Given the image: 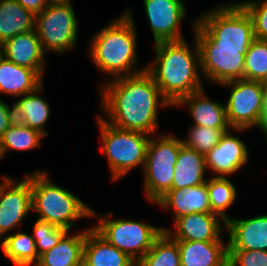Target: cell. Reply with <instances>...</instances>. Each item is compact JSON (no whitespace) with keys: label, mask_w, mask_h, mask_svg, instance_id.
Segmentation results:
<instances>
[{"label":"cell","mask_w":267,"mask_h":266,"mask_svg":"<svg viewBox=\"0 0 267 266\" xmlns=\"http://www.w3.org/2000/svg\"><path fill=\"white\" fill-rule=\"evenodd\" d=\"M192 31L200 54V69L208 82H224L244 79L245 54L249 46L217 45L192 21Z\"/></svg>","instance_id":"9"},{"label":"cell","mask_w":267,"mask_h":266,"mask_svg":"<svg viewBox=\"0 0 267 266\" xmlns=\"http://www.w3.org/2000/svg\"><path fill=\"white\" fill-rule=\"evenodd\" d=\"M112 215L110 211L102 216L92 209V217L99 218L98 224L92 225V228L137 263L152 248L155 239L163 232L162 227L131 219H111Z\"/></svg>","instance_id":"7"},{"label":"cell","mask_w":267,"mask_h":266,"mask_svg":"<svg viewBox=\"0 0 267 266\" xmlns=\"http://www.w3.org/2000/svg\"><path fill=\"white\" fill-rule=\"evenodd\" d=\"M1 250L15 266H35L39 260L32 235L21 231L7 235L1 241Z\"/></svg>","instance_id":"27"},{"label":"cell","mask_w":267,"mask_h":266,"mask_svg":"<svg viewBox=\"0 0 267 266\" xmlns=\"http://www.w3.org/2000/svg\"><path fill=\"white\" fill-rule=\"evenodd\" d=\"M15 121L14 105L10 107L0 99V140L7 128Z\"/></svg>","instance_id":"36"},{"label":"cell","mask_w":267,"mask_h":266,"mask_svg":"<svg viewBox=\"0 0 267 266\" xmlns=\"http://www.w3.org/2000/svg\"><path fill=\"white\" fill-rule=\"evenodd\" d=\"M267 76V40L254 39L245 54L244 79L261 82Z\"/></svg>","instance_id":"32"},{"label":"cell","mask_w":267,"mask_h":266,"mask_svg":"<svg viewBox=\"0 0 267 266\" xmlns=\"http://www.w3.org/2000/svg\"><path fill=\"white\" fill-rule=\"evenodd\" d=\"M228 251L267 250V215L226 221Z\"/></svg>","instance_id":"16"},{"label":"cell","mask_w":267,"mask_h":266,"mask_svg":"<svg viewBox=\"0 0 267 266\" xmlns=\"http://www.w3.org/2000/svg\"><path fill=\"white\" fill-rule=\"evenodd\" d=\"M5 157L3 149H2V144H1V140H0V159H3Z\"/></svg>","instance_id":"42"},{"label":"cell","mask_w":267,"mask_h":266,"mask_svg":"<svg viewBox=\"0 0 267 266\" xmlns=\"http://www.w3.org/2000/svg\"><path fill=\"white\" fill-rule=\"evenodd\" d=\"M261 85L265 93H267V76L261 81Z\"/></svg>","instance_id":"41"},{"label":"cell","mask_w":267,"mask_h":266,"mask_svg":"<svg viewBox=\"0 0 267 266\" xmlns=\"http://www.w3.org/2000/svg\"><path fill=\"white\" fill-rule=\"evenodd\" d=\"M136 266H181L179 245L166 231L154 241L152 248Z\"/></svg>","instance_id":"28"},{"label":"cell","mask_w":267,"mask_h":266,"mask_svg":"<svg viewBox=\"0 0 267 266\" xmlns=\"http://www.w3.org/2000/svg\"><path fill=\"white\" fill-rule=\"evenodd\" d=\"M100 91L99 102L106 116L101 118L123 130L155 135L159 106L172 107L147 70L104 81Z\"/></svg>","instance_id":"1"},{"label":"cell","mask_w":267,"mask_h":266,"mask_svg":"<svg viewBox=\"0 0 267 266\" xmlns=\"http://www.w3.org/2000/svg\"><path fill=\"white\" fill-rule=\"evenodd\" d=\"M78 19L71 3H52L35 15V31L44 53L63 54L77 45Z\"/></svg>","instance_id":"10"},{"label":"cell","mask_w":267,"mask_h":266,"mask_svg":"<svg viewBox=\"0 0 267 266\" xmlns=\"http://www.w3.org/2000/svg\"><path fill=\"white\" fill-rule=\"evenodd\" d=\"M43 89L42 84L33 92L20 96L13 105L16 121L32 129L38 130L47 137L49 132L45 130V124L50 117L51 108L42 95L40 96Z\"/></svg>","instance_id":"23"},{"label":"cell","mask_w":267,"mask_h":266,"mask_svg":"<svg viewBox=\"0 0 267 266\" xmlns=\"http://www.w3.org/2000/svg\"><path fill=\"white\" fill-rule=\"evenodd\" d=\"M196 24L217 45L250 46L255 39L252 18L239 2L207 10Z\"/></svg>","instance_id":"8"},{"label":"cell","mask_w":267,"mask_h":266,"mask_svg":"<svg viewBox=\"0 0 267 266\" xmlns=\"http://www.w3.org/2000/svg\"><path fill=\"white\" fill-rule=\"evenodd\" d=\"M43 84V76L36 70L18 66L0 54V93L20 97Z\"/></svg>","instance_id":"21"},{"label":"cell","mask_w":267,"mask_h":266,"mask_svg":"<svg viewBox=\"0 0 267 266\" xmlns=\"http://www.w3.org/2000/svg\"><path fill=\"white\" fill-rule=\"evenodd\" d=\"M258 128L259 130L263 131L267 139V112H262V118Z\"/></svg>","instance_id":"38"},{"label":"cell","mask_w":267,"mask_h":266,"mask_svg":"<svg viewBox=\"0 0 267 266\" xmlns=\"http://www.w3.org/2000/svg\"><path fill=\"white\" fill-rule=\"evenodd\" d=\"M221 85L230 89L225 104L226 117L232 129L258 128L263 110L264 90L259 81L238 79Z\"/></svg>","instance_id":"11"},{"label":"cell","mask_w":267,"mask_h":266,"mask_svg":"<svg viewBox=\"0 0 267 266\" xmlns=\"http://www.w3.org/2000/svg\"><path fill=\"white\" fill-rule=\"evenodd\" d=\"M154 204L166 211L173 210L174 221L189 213H211L207 181L198 186L171 189Z\"/></svg>","instance_id":"18"},{"label":"cell","mask_w":267,"mask_h":266,"mask_svg":"<svg viewBox=\"0 0 267 266\" xmlns=\"http://www.w3.org/2000/svg\"><path fill=\"white\" fill-rule=\"evenodd\" d=\"M189 130L186 139H182V143L203 155L220 142L225 132L229 130H233L234 133L247 132V129H216L204 126H191Z\"/></svg>","instance_id":"31"},{"label":"cell","mask_w":267,"mask_h":266,"mask_svg":"<svg viewBox=\"0 0 267 266\" xmlns=\"http://www.w3.org/2000/svg\"><path fill=\"white\" fill-rule=\"evenodd\" d=\"M131 8L92 35L89 57L110 80L130 76L147 69L138 66L137 33Z\"/></svg>","instance_id":"3"},{"label":"cell","mask_w":267,"mask_h":266,"mask_svg":"<svg viewBox=\"0 0 267 266\" xmlns=\"http://www.w3.org/2000/svg\"><path fill=\"white\" fill-rule=\"evenodd\" d=\"M48 2H52V3H72V0H48Z\"/></svg>","instance_id":"40"},{"label":"cell","mask_w":267,"mask_h":266,"mask_svg":"<svg viewBox=\"0 0 267 266\" xmlns=\"http://www.w3.org/2000/svg\"><path fill=\"white\" fill-rule=\"evenodd\" d=\"M227 131L220 142L205 154L206 170H210L211 177H229L239 172L247 163L249 150L245 142L237 135Z\"/></svg>","instance_id":"14"},{"label":"cell","mask_w":267,"mask_h":266,"mask_svg":"<svg viewBox=\"0 0 267 266\" xmlns=\"http://www.w3.org/2000/svg\"><path fill=\"white\" fill-rule=\"evenodd\" d=\"M83 266H136L125 253L102 238L92 227L86 228Z\"/></svg>","instance_id":"22"},{"label":"cell","mask_w":267,"mask_h":266,"mask_svg":"<svg viewBox=\"0 0 267 266\" xmlns=\"http://www.w3.org/2000/svg\"><path fill=\"white\" fill-rule=\"evenodd\" d=\"M22 7L34 15L42 13L48 5V0H16Z\"/></svg>","instance_id":"37"},{"label":"cell","mask_w":267,"mask_h":266,"mask_svg":"<svg viewBox=\"0 0 267 266\" xmlns=\"http://www.w3.org/2000/svg\"><path fill=\"white\" fill-rule=\"evenodd\" d=\"M0 184V240L21 225L32 211V190L29 174L21 181L2 175Z\"/></svg>","instance_id":"12"},{"label":"cell","mask_w":267,"mask_h":266,"mask_svg":"<svg viewBox=\"0 0 267 266\" xmlns=\"http://www.w3.org/2000/svg\"><path fill=\"white\" fill-rule=\"evenodd\" d=\"M228 266H267V250L228 251Z\"/></svg>","instance_id":"35"},{"label":"cell","mask_w":267,"mask_h":266,"mask_svg":"<svg viewBox=\"0 0 267 266\" xmlns=\"http://www.w3.org/2000/svg\"><path fill=\"white\" fill-rule=\"evenodd\" d=\"M44 137L38 130L15 121L7 128L1 138L4 155L9 150L27 151L39 148Z\"/></svg>","instance_id":"30"},{"label":"cell","mask_w":267,"mask_h":266,"mask_svg":"<svg viewBox=\"0 0 267 266\" xmlns=\"http://www.w3.org/2000/svg\"><path fill=\"white\" fill-rule=\"evenodd\" d=\"M206 171L205 155L186 147L182 143L175 164L172 189L198 186L205 183L208 179L205 177Z\"/></svg>","instance_id":"25"},{"label":"cell","mask_w":267,"mask_h":266,"mask_svg":"<svg viewBox=\"0 0 267 266\" xmlns=\"http://www.w3.org/2000/svg\"><path fill=\"white\" fill-rule=\"evenodd\" d=\"M253 21L256 39L267 40V0L239 1Z\"/></svg>","instance_id":"34"},{"label":"cell","mask_w":267,"mask_h":266,"mask_svg":"<svg viewBox=\"0 0 267 266\" xmlns=\"http://www.w3.org/2000/svg\"><path fill=\"white\" fill-rule=\"evenodd\" d=\"M186 39L154 44L155 61L147 65L162 96L173 107L181 98L203 88L197 42Z\"/></svg>","instance_id":"2"},{"label":"cell","mask_w":267,"mask_h":266,"mask_svg":"<svg viewBox=\"0 0 267 266\" xmlns=\"http://www.w3.org/2000/svg\"><path fill=\"white\" fill-rule=\"evenodd\" d=\"M262 112H267V93H264L263 96V110Z\"/></svg>","instance_id":"39"},{"label":"cell","mask_w":267,"mask_h":266,"mask_svg":"<svg viewBox=\"0 0 267 266\" xmlns=\"http://www.w3.org/2000/svg\"><path fill=\"white\" fill-rule=\"evenodd\" d=\"M181 266H228V243L218 241H177Z\"/></svg>","instance_id":"20"},{"label":"cell","mask_w":267,"mask_h":266,"mask_svg":"<svg viewBox=\"0 0 267 266\" xmlns=\"http://www.w3.org/2000/svg\"><path fill=\"white\" fill-rule=\"evenodd\" d=\"M85 238L86 228L77 234L67 231L56 246L39 256L35 266H81Z\"/></svg>","instance_id":"24"},{"label":"cell","mask_w":267,"mask_h":266,"mask_svg":"<svg viewBox=\"0 0 267 266\" xmlns=\"http://www.w3.org/2000/svg\"><path fill=\"white\" fill-rule=\"evenodd\" d=\"M175 106L189 109L194 121L192 126L232 129L227 121L225 104L209 99L204 88L184 96Z\"/></svg>","instance_id":"19"},{"label":"cell","mask_w":267,"mask_h":266,"mask_svg":"<svg viewBox=\"0 0 267 266\" xmlns=\"http://www.w3.org/2000/svg\"><path fill=\"white\" fill-rule=\"evenodd\" d=\"M96 118L102 142L101 152L108 161L111 179H122L137 166L144 167L151 135L114 127L103 120L100 114Z\"/></svg>","instance_id":"5"},{"label":"cell","mask_w":267,"mask_h":266,"mask_svg":"<svg viewBox=\"0 0 267 266\" xmlns=\"http://www.w3.org/2000/svg\"><path fill=\"white\" fill-rule=\"evenodd\" d=\"M209 203L211 213L219 215L225 222L230 218L226 210L232 206L237 190L234 183L228 177H212L207 179Z\"/></svg>","instance_id":"29"},{"label":"cell","mask_w":267,"mask_h":266,"mask_svg":"<svg viewBox=\"0 0 267 266\" xmlns=\"http://www.w3.org/2000/svg\"><path fill=\"white\" fill-rule=\"evenodd\" d=\"M35 28V15L16 0H0V45Z\"/></svg>","instance_id":"26"},{"label":"cell","mask_w":267,"mask_h":266,"mask_svg":"<svg viewBox=\"0 0 267 266\" xmlns=\"http://www.w3.org/2000/svg\"><path fill=\"white\" fill-rule=\"evenodd\" d=\"M47 171L29 173L32 190V210L38 218L50 224L71 231L75 221L92 218V208L75 196L70 190L54 184Z\"/></svg>","instance_id":"4"},{"label":"cell","mask_w":267,"mask_h":266,"mask_svg":"<svg viewBox=\"0 0 267 266\" xmlns=\"http://www.w3.org/2000/svg\"><path fill=\"white\" fill-rule=\"evenodd\" d=\"M154 44L183 40L181 23L186 18L183 0H143Z\"/></svg>","instance_id":"13"},{"label":"cell","mask_w":267,"mask_h":266,"mask_svg":"<svg viewBox=\"0 0 267 266\" xmlns=\"http://www.w3.org/2000/svg\"><path fill=\"white\" fill-rule=\"evenodd\" d=\"M181 144L182 139L172 134L151 135L143 167L144 191L151 203L172 189Z\"/></svg>","instance_id":"6"},{"label":"cell","mask_w":267,"mask_h":266,"mask_svg":"<svg viewBox=\"0 0 267 266\" xmlns=\"http://www.w3.org/2000/svg\"><path fill=\"white\" fill-rule=\"evenodd\" d=\"M67 230L50 224L47 221L37 219L33 225L32 237L36 243L38 256L49 251L58 244Z\"/></svg>","instance_id":"33"},{"label":"cell","mask_w":267,"mask_h":266,"mask_svg":"<svg viewBox=\"0 0 267 266\" xmlns=\"http://www.w3.org/2000/svg\"><path fill=\"white\" fill-rule=\"evenodd\" d=\"M172 229L162 227L176 241H218L226 222L215 213H189L174 221Z\"/></svg>","instance_id":"15"},{"label":"cell","mask_w":267,"mask_h":266,"mask_svg":"<svg viewBox=\"0 0 267 266\" xmlns=\"http://www.w3.org/2000/svg\"><path fill=\"white\" fill-rule=\"evenodd\" d=\"M1 55L18 66H24L44 75L46 54L35 29L18 34L0 45Z\"/></svg>","instance_id":"17"}]
</instances>
